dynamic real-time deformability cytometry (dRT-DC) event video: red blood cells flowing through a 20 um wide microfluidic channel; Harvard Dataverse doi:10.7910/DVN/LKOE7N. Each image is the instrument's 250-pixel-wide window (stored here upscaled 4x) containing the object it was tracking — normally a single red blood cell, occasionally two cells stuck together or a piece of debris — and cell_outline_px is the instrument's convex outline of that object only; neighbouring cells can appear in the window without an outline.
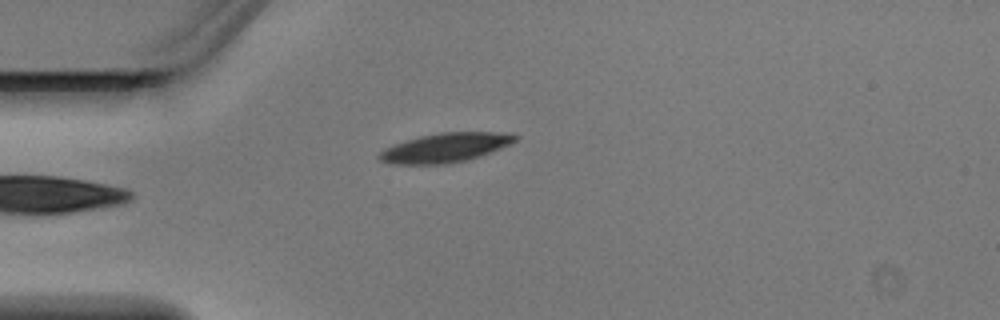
{"species": "Egyptian fruit bat (a non-hibernating species)", "species_latin": "Rousettus aegyptiacus", "temperature_condition": "warm", "stored_images_in_passage": 4, "camera_frame_rate_fps": 3000, "um_per_image_px": 0.085, "animal": {"sex": "male"}, "frame": {"image": 1, "passage_image": 4, "time_ms": 1.0, "image_size_px": [1000, 320], "cell_outline_px": [[516, 140], [508, 144], [488, 152], [464, 160], [444, 164], [388, 164], [380, 160], [376, 156], [384, 148], [392, 144], [420, 136], [440, 132], [512, 132], [516, 136]], "centroid_in_image_um": [37.76, 12.54], "position_along_channel_um": 47.2, "area_um2": 22.89}}